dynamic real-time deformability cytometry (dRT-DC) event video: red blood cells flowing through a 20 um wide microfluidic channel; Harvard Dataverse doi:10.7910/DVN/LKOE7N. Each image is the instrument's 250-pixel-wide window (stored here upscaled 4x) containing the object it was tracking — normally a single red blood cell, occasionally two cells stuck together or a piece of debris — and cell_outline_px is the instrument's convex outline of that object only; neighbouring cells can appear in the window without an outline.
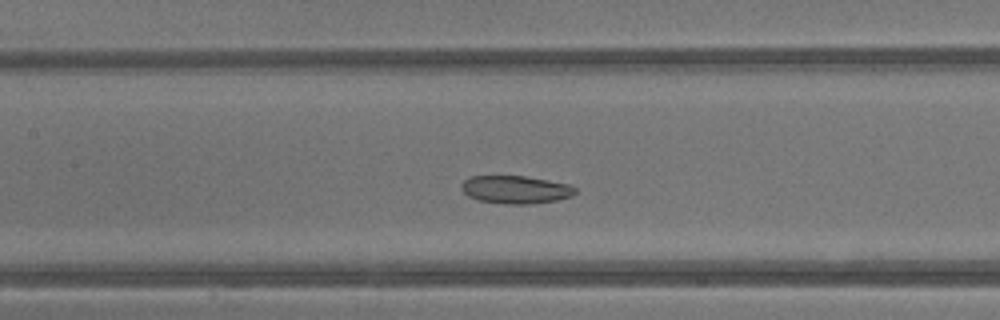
{"species": "common noctule bat (a hibernating species)", "species_latin": "Nyctalus noctula", "temperature_condition": "warm", "stored_images_in_passage": 38, "camera_frame_rate_fps": 3000, "um_per_image_px": 0.085, "animal": {"sex": "male", "body_mass_g": 13.3}, "frame": {"image": 1, "passage_image": 15, "time_ms": 4.667, "image_size_px": [1000, 320], "cell_outline_px": [[576, 192], [572, 196], [556, 200], [532, 204], [504, 204], [480, 200], [468, 196], [460, 188], [460, 184], [464, 180], [472, 176], [524, 176], [548, 180], [568, 184], [576, 188]], "centroid_in_image_um": [43.82, 16.11], "position_along_channel_um": 163.6, "area_um2": 18.5}}
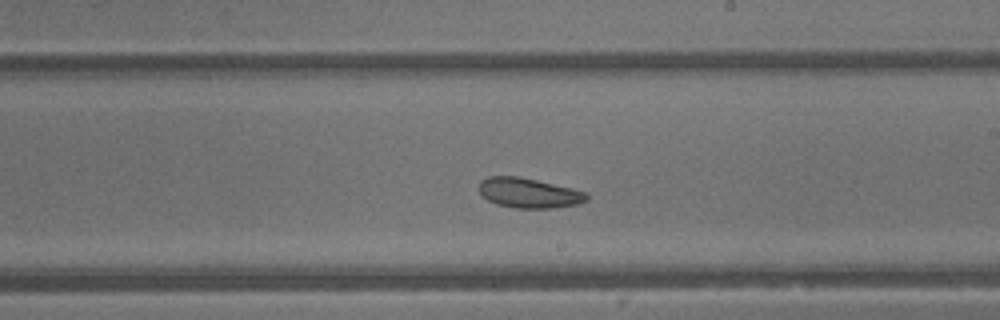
{"frame": {"image": 2, "passage_image": 20, "time_ms": 6.333, "image_size_px": [1000, 320], "cell_outline_px": [[588, 200], [580, 204], [552, 208], [516, 208], [496, 204], [488, 200], [480, 192], [480, 180], [488, 176], [516, 176], [536, 180], [572, 188], [584, 192], [588, 196]], "centroid_in_image_um": [44.96, 16.41], "position_along_channel_um": 244.0, "area_um2": 18.67}}
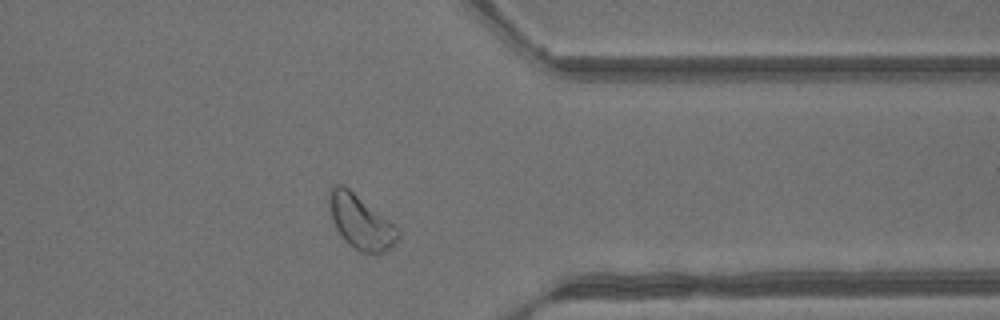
{"frame": {"image": 3, "passage_image": 29, "time_ms": 9.333, "image_size_px": [1000, 320], "cell_outline_px": [[400, 236], [384, 252], [376, 256], [360, 252], [344, 240], [336, 228], [332, 220], [328, 204], [328, 192], [332, 184], [344, 184], [400, 228]], "centroid_in_image_um": [30.65, 18.85], "position_along_channel_um": 380.8, "area_um2": 22.08}, "authors_computed_cell_mechanics": {"area_um2": 21.9929, "velocity_mm_per_s": 4.8515, "shape_relaxation_time_tau1_ms": 11.3473, "shape_relaxation_time_tau2_ms": 3.791, "deformation_change_tau1": 0.1482, "deformation_change_tau2": 0.1004}}